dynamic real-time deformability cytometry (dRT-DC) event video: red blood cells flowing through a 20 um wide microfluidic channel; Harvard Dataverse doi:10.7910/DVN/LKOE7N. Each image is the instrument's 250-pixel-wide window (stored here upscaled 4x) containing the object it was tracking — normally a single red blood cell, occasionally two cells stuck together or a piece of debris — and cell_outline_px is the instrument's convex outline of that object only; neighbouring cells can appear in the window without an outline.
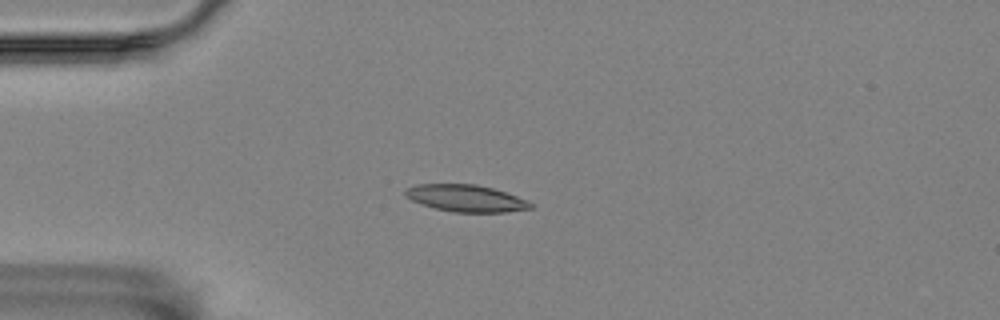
{"species": "Egyptian fruit bat (a non-hibernating species)", "species_latin": "Rousettus aegyptiacus", "temperature_condition": "room temperature", "stored_images_in_passage": 7, "camera_frame_rate_fps": 3000, "um_per_image_px": 0.085, "animal": {"sex": "female"}, "frame": {"image": 1, "passage_image": 4, "time_ms": 1.0, "image_size_px": [1000, 320], "cell_outline_px": [[532, 208], [508, 212], [456, 212], [436, 208], [420, 204], [404, 196], [404, 192], [408, 188], [416, 184], [476, 184], [492, 188], [528, 200], [532, 204]], "centroid_in_image_um": [39.59, 16.85], "position_along_channel_um": 45.4, "area_um2": 19.54}}
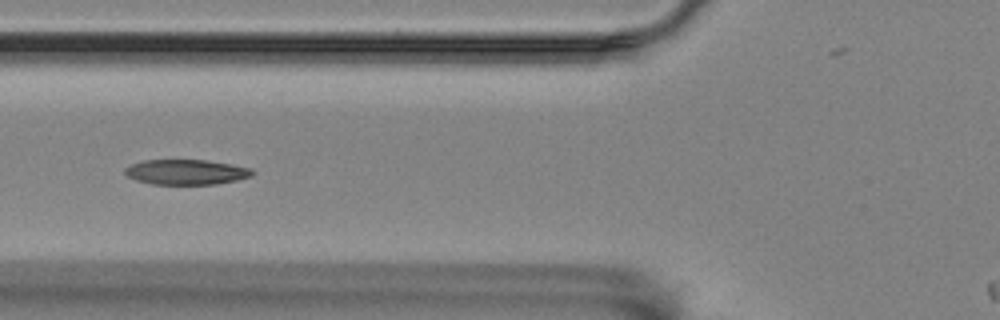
{"frame": {"image": 2, "passage_image": 6, "time_ms": 1.667, "image_size_px": [1000, 320], "cell_outline_px": [[256, 172], [252, 176], [236, 180], [216, 184], [152, 184], [136, 180], [128, 176], [124, 172], [124, 168], [132, 164], [144, 160], [204, 160], [232, 164], [252, 168]], "centroid_in_image_um": [15.86, 14.62], "position_along_channel_um": 109.9, "area_um2": 18.67}}
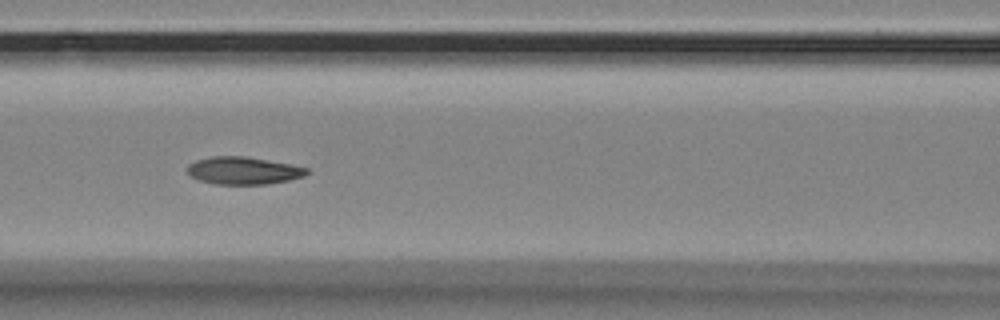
{"frame": {"image": 3, "passage_image": 7, "time_ms": 2.0, "image_size_px": [1000, 320], "cell_outline_px": [[308, 172], [304, 176], [288, 180], [268, 184], [216, 184], [200, 180], [192, 176], [188, 172], [188, 164], [196, 160], [212, 156], [244, 156], [292, 164], [308, 168]], "centroid_in_image_um": [20.7, 14.49], "position_along_channel_um": 145.9, "area_um2": 19.02}}